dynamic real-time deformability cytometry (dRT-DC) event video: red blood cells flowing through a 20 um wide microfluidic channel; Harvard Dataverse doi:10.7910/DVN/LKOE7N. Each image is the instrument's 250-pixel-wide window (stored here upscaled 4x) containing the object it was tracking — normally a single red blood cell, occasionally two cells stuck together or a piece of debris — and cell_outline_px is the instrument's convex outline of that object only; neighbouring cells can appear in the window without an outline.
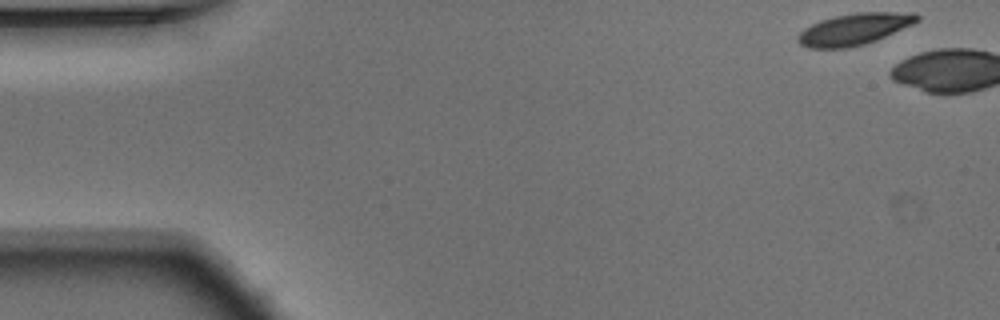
{"species": "Egyptian fruit bat (a non-hibernating species)", "species_latin": "Rousettus aegyptiacus", "temperature_condition": "warm", "stored_images_in_passage": 3, "camera_frame_rate_fps": 3000, "um_per_image_px": 0.085, "animal": {"sex": "male"}, "frame": {"image": 1, "passage_image": 1, "time_ms": 0.0, "image_size_px": [1000, 320], "cell_outline_px": [[920, 20], [912, 24], [876, 40], [864, 44], [848, 48], [808, 48], [800, 44], [796, 40], [796, 36], [804, 28], [820, 20], [836, 16], [856, 12], [916, 12], [920, 16]], "centroid_in_image_um": [72.6, 2.47], "position_along_channel_um": 12.4, "area_um2": 21.96}}